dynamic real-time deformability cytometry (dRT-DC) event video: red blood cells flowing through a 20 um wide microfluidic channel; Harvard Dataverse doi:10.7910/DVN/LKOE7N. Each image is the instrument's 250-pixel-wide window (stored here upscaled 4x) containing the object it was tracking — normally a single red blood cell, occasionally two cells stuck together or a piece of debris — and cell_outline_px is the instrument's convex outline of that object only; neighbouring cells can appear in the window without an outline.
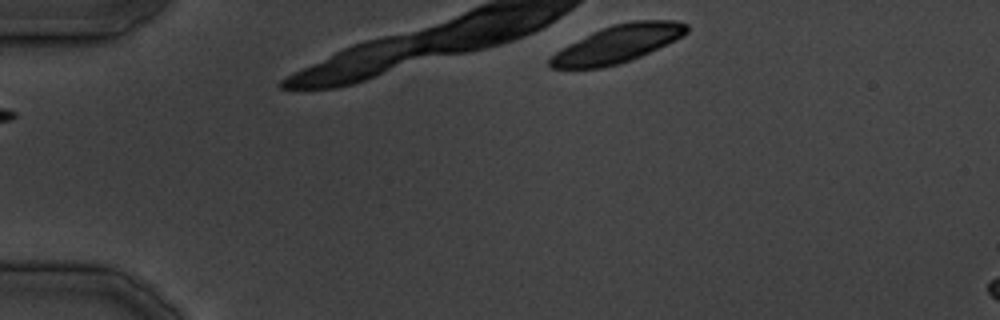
{"species": "common noctule bat (a hibernating species)", "species_latin": "Nyctalus noctula", "temperature_condition": "cold", "stored_images_in_passage": 7, "camera_frame_rate_fps": 3000, "um_per_image_px": 0.085, "animal": {"sex": "male", "body_mass_g": 19.5, "forearm_length_mm": 54.6}, "frame": {"image": 1, "passage_image": 1, "time_ms": 0.0, "image_size_px": [1000, 320], "cell_outline_px": [[688, 32], [676, 40], [632, 60], [620, 64], [600, 68], [552, 68], [548, 64], [548, 60], [556, 52], [592, 32], [612, 24], [632, 20], [676, 20], [688, 24]], "centroid_in_image_um": [52.55, 3.72], "position_along_channel_um": 32.4, "area_um2": 29.77}}